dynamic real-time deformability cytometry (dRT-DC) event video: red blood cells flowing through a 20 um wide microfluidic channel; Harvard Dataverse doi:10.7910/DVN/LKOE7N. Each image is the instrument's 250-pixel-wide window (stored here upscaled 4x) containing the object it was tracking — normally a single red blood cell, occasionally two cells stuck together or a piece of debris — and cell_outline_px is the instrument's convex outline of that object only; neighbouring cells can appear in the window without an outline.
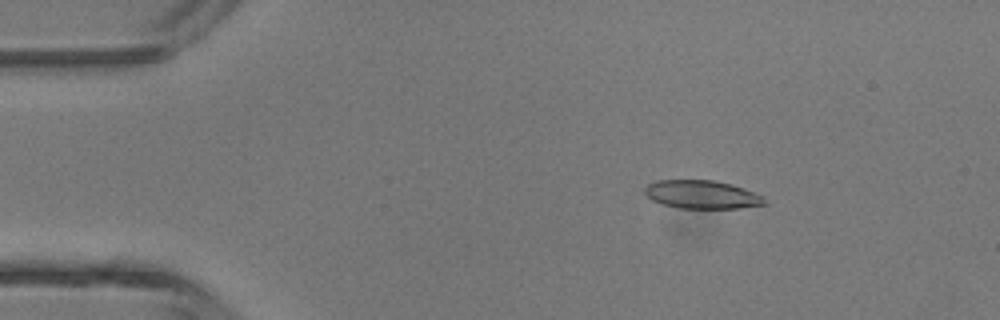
{"species": "common noctule bat (a hibernating species)", "species_latin": "Nyctalus noctula", "temperature_condition": "room temperature", "stored_images_in_passage": 3, "camera_frame_rate_fps": 3000, "um_per_image_px": 0.085, "animal": {"sex": "male", "body_mass_g": 13.3}, "frame": {"image": 1, "passage_image": 1, "time_ms": 0.0, "image_size_px": [1000, 320], "cell_outline_px": [[768, 204], [740, 208], [680, 208], [660, 204], [652, 200], [644, 192], [644, 188], [648, 184], [656, 180], [712, 180], [732, 184], [744, 188], [764, 196]], "centroid_in_image_um": [59.68, 16.53], "position_along_channel_um": 25.3, "area_um2": 19.94}}
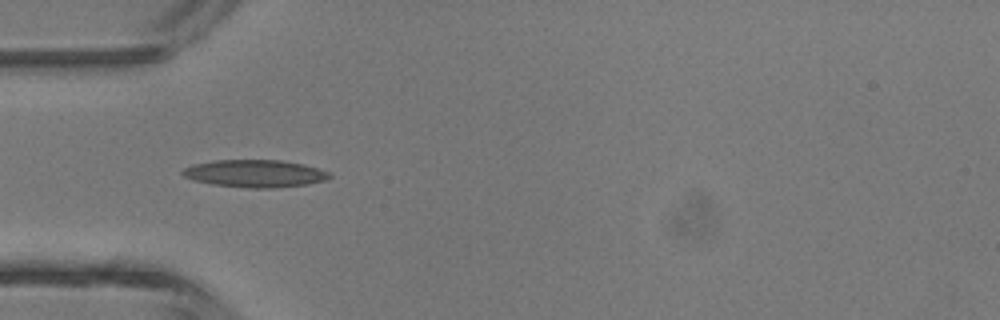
{"frame": {"image": 2, "passage_image": 3, "time_ms": 2.333, "image_size_px": [1000, 320], "cell_outline_px": [[332, 176], [324, 180], [308, 184], [272, 188], [248, 188], [212, 184], [192, 180], [184, 176], [180, 172], [184, 168], [192, 164], [216, 160], [280, 160], [304, 164], [328, 172]], "centroid_in_image_um": [21.63, 14.75], "position_along_channel_um": 63.4, "area_um2": 23.47}}